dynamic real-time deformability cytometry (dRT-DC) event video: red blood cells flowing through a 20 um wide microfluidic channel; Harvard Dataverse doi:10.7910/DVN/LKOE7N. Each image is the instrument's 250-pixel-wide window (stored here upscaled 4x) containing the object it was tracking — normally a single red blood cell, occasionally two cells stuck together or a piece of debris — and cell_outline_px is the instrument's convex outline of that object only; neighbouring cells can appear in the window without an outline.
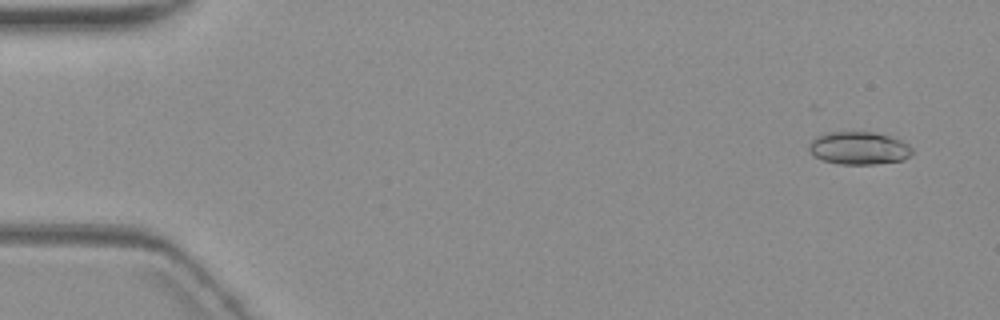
{"species": "common noctule bat (a hibernating species)", "species_latin": "Nyctalus noctula", "temperature_condition": "warm", "stored_images_in_passage": 7, "camera_frame_rate_fps": 3000, "um_per_image_px": 0.085, "animal": {"sex": "female", "body_mass_g": 19.3, "forearm_length_mm": 54.1}, "frame": {"image": 1, "passage_image": 2, "time_ms": 1.0, "image_size_px": [1000, 320], "cell_outline_px": [[912, 152], [904, 160], [876, 164], [840, 164], [824, 160], [816, 156], [808, 148], [812, 140], [816, 136], [828, 132], [876, 132], [900, 140], [908, 144], [912, 148]], "centroid_in_image_um": [73.02, 12.59], "position_along_channel_um": 12.0, "area_um2": 19.54}}
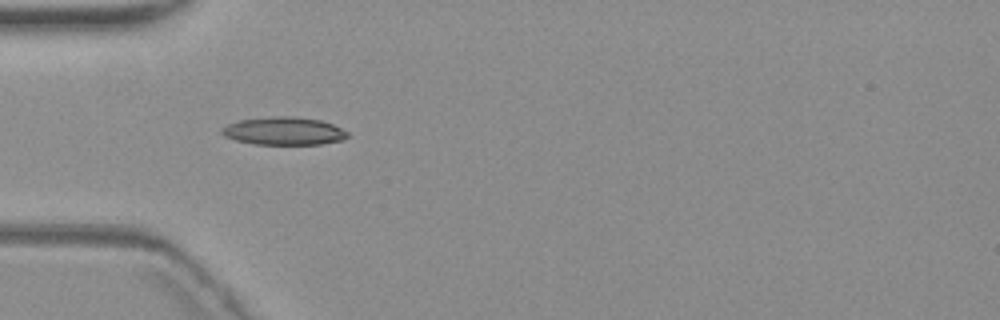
{"frame": {"image": 2, "passage_image": 6, "time_ms": 6.0, "image_size_px": [1000, 320], "cell_outline_px": [[348, 136], [344, 140], [320, 144], [252, 144], [236, 140], [224, 136], [220, 132], [220, 128], [228, 124], [240, 120], [272, 116], [288, 116], [320, 120], [332, 124], [348, 132]], "centroid_in_image_um": [24.1, 11.14], "position_along_channel_um": 60.9, "area_um2": 20.4}}
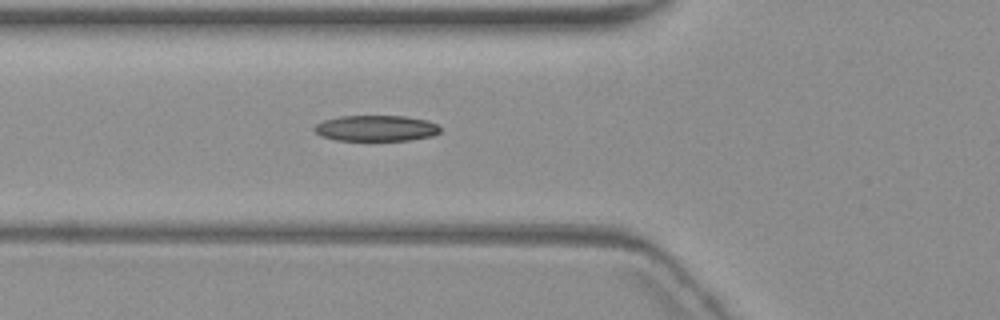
{"frame": {"image": 3, "passage_image": 7, "time_ms": 7.0, "image_size_px": [1000, 320], "cell_outline_px": [[440, 132], [432, 136], [408, 140], [336, 140], [320, 136], [312, 128], [316, 124], [324, 120], [340, 116], [404, 116], [428, 120], [436, 124], [440, 128]], "centroid_in_image_um": [31.95, 10.9], "position_along_channel_um": 93.9, "area_um2": 18.96}}